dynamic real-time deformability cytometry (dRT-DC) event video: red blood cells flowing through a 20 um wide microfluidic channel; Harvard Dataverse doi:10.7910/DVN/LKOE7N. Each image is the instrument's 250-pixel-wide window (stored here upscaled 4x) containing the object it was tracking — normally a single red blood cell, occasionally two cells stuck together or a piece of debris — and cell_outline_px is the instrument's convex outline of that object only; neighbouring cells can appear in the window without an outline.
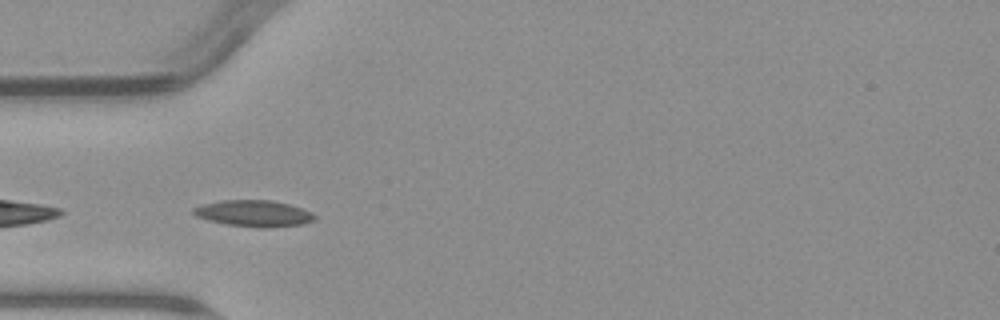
{"species": "common noctule bat (a hibernating species)", "species_latin": "Nyctalus noctula", "temperature_condition": "warm", "stored_images_in_passage": 5, "camera_frame_rate_fps": 3000, "um_per_image_px": 0.085, "animal": {"sex": "male", "body_mass_g": 23.1, "forearm_length_mm": 52.7}, "frame": {"image": 1, "passage_image": 4, "time_ms": 4.333, "image_size_px": [1000, 320], "cell_outline_px": [[316, 220], [304, 224], [268, 228], [256, 228], [228, 224], [208, 220], [196, 216], [192, 212], [192, 208], [204, 204], [220, 200], [272, 200], [288, 204], [312, 212], [316, 216]], "centroid_in_image_um": [21.6, 18.15], "position_along_channel_um": 63.4, "area_um2": 18.73}}
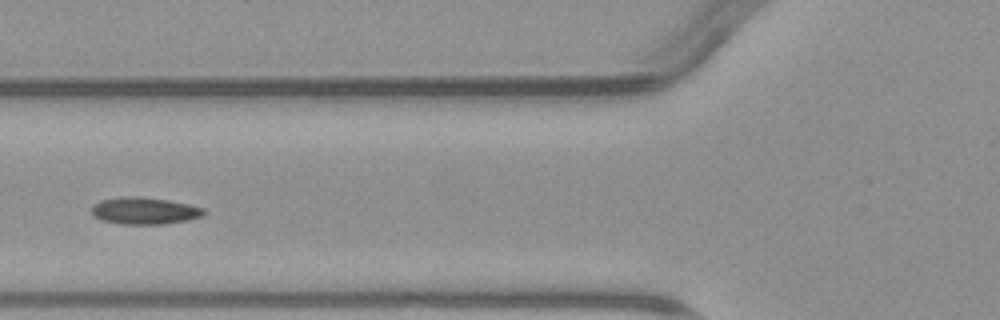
{"frame": {"image": 2, "passage_image": 5, "time_ms": 5.667, "image_size_px": [1000, 320], "cell_outline_px": [[208, 212], [200, 216], [188, 220], [164, 224], [120, 224], [100, 220], [92, 216], [92, 204], [100, 200], [124, 196], [136, 196], [168, 200], [188, 204], [204, 208]], "centroid_in_image_um": [12.25, 17.92], "position_along_channel_um": 113.6, "area_um2": 17.8}}